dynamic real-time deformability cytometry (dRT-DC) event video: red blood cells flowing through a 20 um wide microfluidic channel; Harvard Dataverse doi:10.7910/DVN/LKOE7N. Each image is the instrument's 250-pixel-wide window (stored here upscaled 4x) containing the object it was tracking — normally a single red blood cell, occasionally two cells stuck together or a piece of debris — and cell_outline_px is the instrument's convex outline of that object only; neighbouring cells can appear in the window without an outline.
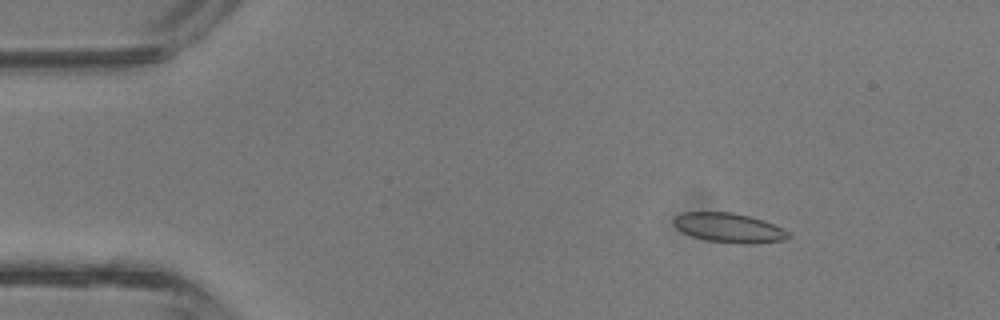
{"species": "common noctule bat (a hibernating species)", "species_latin": "Nyctalus noctula", "temperature_condition": "room temperature", "stored_images_in_passage": 3, "camera_frame_rate_fps": 3000, "um_per_image_px": 0.085, "animal": {"sex": "male", "body_mass_g": 13.3}, "frame": {"image": 1, "passage_image": 1, "time_ms": 0.0, "image_size_px": [1000, 320], "cell_outline_px": [[792, 236], [784, 240], [752, 244], [744, 244], [708, 240], [692, 236], [676, 228], [672, 224], [672, 220], [676, 216], [684, 212], [732, 212], [752, 216], [764, 220], [788, 232]], "centroid_in_image_um": [61.96, 19.35], "position_along_channel_um": 23.0, "area_um2": 19.65}}